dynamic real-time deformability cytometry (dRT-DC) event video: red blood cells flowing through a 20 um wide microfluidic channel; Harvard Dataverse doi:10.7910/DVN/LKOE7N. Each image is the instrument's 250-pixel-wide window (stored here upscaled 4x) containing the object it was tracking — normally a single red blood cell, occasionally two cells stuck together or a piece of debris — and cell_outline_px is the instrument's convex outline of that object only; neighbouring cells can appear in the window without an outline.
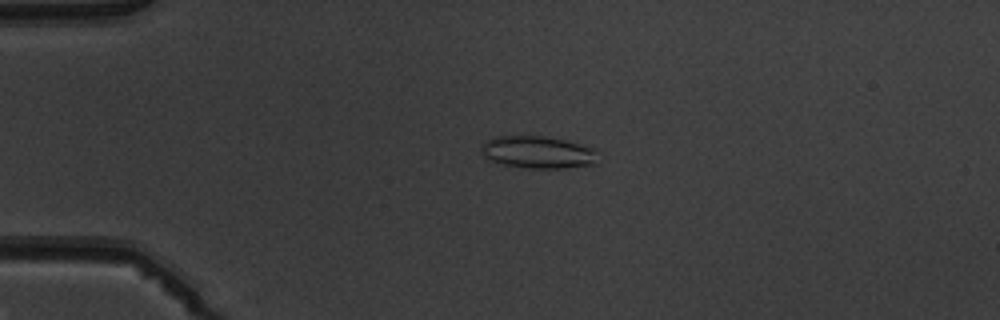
{"species": "common noctule bat (a hibernating species)", "species_latin": "Nyctalus noctula", "temperature_condition": "warm", "stored_images_in_passage": 3, "camera_frame_rate_fps": 3000, "um_per_image_px": 0.085, "animal": {"sex": "male", "body_mass_g": 19.5, "forearm_length_mm": 54.6}, "frame": {"image": 1, "passage_image": 2, "time_ms": 1.0, "image_size_px": [1000, 320], "cell_outline_px": [[596, 164], [564, 168], [524, 168], [504, 164], [492, 160], [484, 156], [484, 144], [488, 140], [496, 136], [544, 136], [564, 140], [596, 148]], "centroid_in_image_um": [45.79, 12.94], "position_along_channel_um": 39.2, "area_um2": 21.62}}